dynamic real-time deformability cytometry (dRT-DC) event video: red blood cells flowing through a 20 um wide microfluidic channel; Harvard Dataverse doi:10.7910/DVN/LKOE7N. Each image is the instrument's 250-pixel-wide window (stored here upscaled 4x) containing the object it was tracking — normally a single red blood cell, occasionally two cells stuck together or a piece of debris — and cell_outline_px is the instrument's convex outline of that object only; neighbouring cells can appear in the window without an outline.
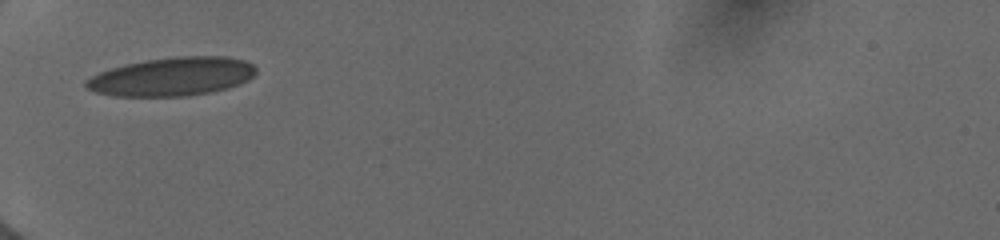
{"species": "human", "species_latin": "Homo sapiens", "temperature_condition": "cold", "stored_images_in_passage": 10, "camera_frame_rate_fps": 3000, "um_per_image_px": 0.085, "donor": {"sex": "female"}, "frame": {"image": 1, "passage_image": 1, "time_ms": 0.0, "image_size_px": [1000, 240], "cell_outline_px": [[256, 72], [248, 80], [228, 88], [212, 92], [188, 96], [112, 96], [96, 92], [84, 88], [84, 80], [100, 72], [124, 64], [144, 60], [176, 56], [228, 56], [244, 60], [252, 64], [256, 68]], "centroid_in_image_um": [14.61, 6.51], "position_along_channel_um": 70.4, "area_um2": 38.44}}
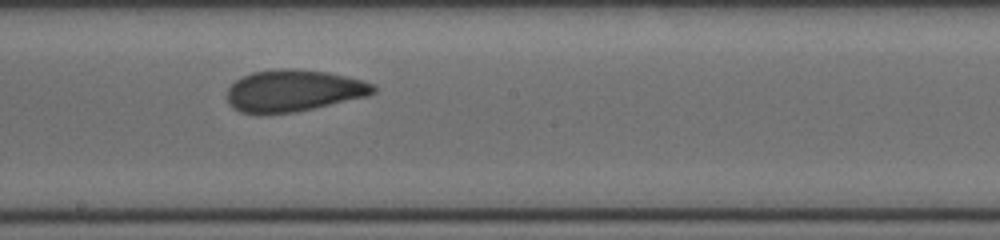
{"frame": {"image": 2, "passage_image": 6, "time_ms": 4.0, "image_size_px": [1000, 240], "cell_outline_px": [[376, 92], [368, 96], [296, 112], [240, 112], [232, 108], [228, 100], [228, 88], [236, 80], [252, 72], [280, 68], [292, 68], [328, 72], [364, 80], [376, 84]], "centroid_in_image_um": [25.01, 7.68], "position_along_channel_um": 223.2, "area_um2": 35.43}}
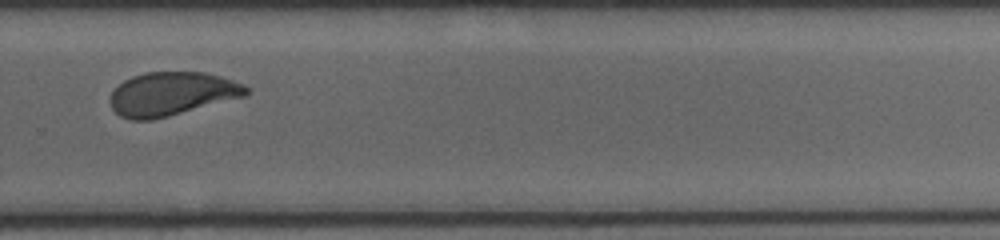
{"frame": {"image": 3, "passage_image": 9, "time_ms": 6.333, "image_size_px": [1000, 240], "cell_outline_px": [[252, 92], [244, 96], [168, 116], [152, 120], [132, 120], [120, 116], [112, 108], [108, 100], [112, 92], [124, 80], [132, 76], [144, 72], [204, 72], [220, 76], [244, 84], [252, 88]], "centroid_in_image_um": [14.6, 7.97], "position_along_channel_um": 315.2, "area_um2": 34.56}}